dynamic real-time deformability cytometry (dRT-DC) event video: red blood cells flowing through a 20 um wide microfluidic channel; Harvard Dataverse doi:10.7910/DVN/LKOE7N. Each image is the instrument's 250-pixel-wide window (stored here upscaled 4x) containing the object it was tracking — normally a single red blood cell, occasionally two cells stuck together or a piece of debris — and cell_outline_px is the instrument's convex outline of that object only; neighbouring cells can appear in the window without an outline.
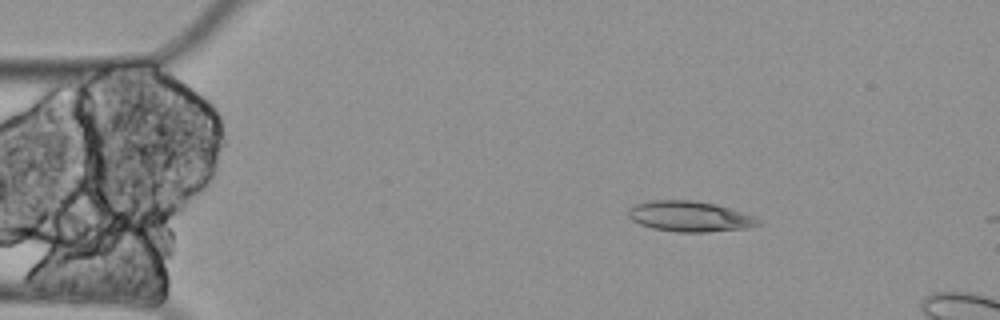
{"species": "Egyptian fruit bat (a non-hibernating species)", "species_latin": "Rousettus aegyptiacus", "temperature_condition": "cold", "stored_images_in_passage": 4, "camera_frame_rate_fps": 3000, "um_per_image_px": 0.085, "animal": {"sex": "female"}, "frame": {"image": 1, "passage_image": 3, "time_ms": 0.667, "image_size_px": [1000, 320], "cell_outline_px": [[764, 224], [748, 228], [708, 232], [676, 232], [652, 228], [640, 224], [632, 220], [628, 216], [628, 212], [636, 204], [652, 200], [692, 200], [716, 204], [756, 216], [764, 220]], "centroid_in_image_um": [58.72, 18.4], "position_along_channel_um": 26.3, "area_um2": 23.35}}